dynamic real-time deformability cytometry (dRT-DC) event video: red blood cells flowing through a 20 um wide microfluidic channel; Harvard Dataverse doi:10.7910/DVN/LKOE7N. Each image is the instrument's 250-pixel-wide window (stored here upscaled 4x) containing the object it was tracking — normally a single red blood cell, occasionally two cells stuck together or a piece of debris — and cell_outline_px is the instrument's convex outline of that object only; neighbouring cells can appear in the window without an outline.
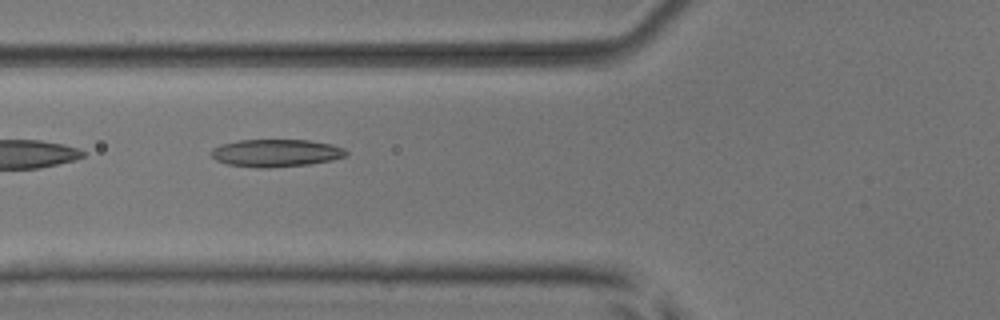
{"species": "common noctule bat (a hibernating species)", "species_latin": "Nyctalus noctula", "temperature_condition": "room temperature", "stored_images_in_passage": 5, "camera_frame_rate_fps": 3000, "um_per_image_px": 0.085, "animal": {"sex": "male", "body_mass_g": 17.9, "forearm_length_mm": 54.2}, "frame": {"image": 1, "passage_image": 2, "time_ms": 1.0, "image_size_px": [1000, 320], "cell_outline_px": [[348, 156], [332, 160], [308, 164], [268, 168], [256, 168], [228, 164], [216, 160], [208, 152], [212, 148], [220, 144], [240, 140], [308, 140], [332, 144], [344, 148], [348, 152]], "centroid_in_image_um": [23.45, 13.0], "position_along_channel_um": 102.3, "area_um2": 21.85}}
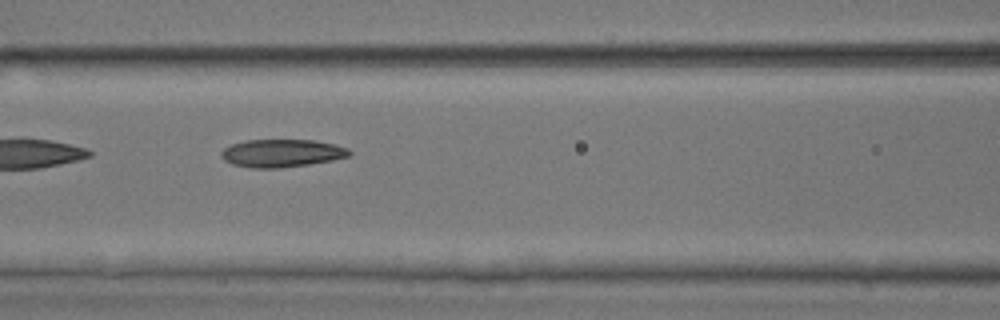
{"frame": {"image": 2, "passage_image": 3, "time_ms": 2.0, "image_size_px": [1000, 320], "cell_outline_px": [[352, 152], [348, 156], [332, 160], [308, 164], [280, 168], [252, 168], [232, 164], [224, 160], [220, 156], [220, 152], [224, 148], [232, 144], [244, 140], [316, 140], [336, 144], [348, 148]], "centroid_in_image_um": [23.94, 13.01], "position_along_channel_um": 142.7, "area_um2": 20.87}}
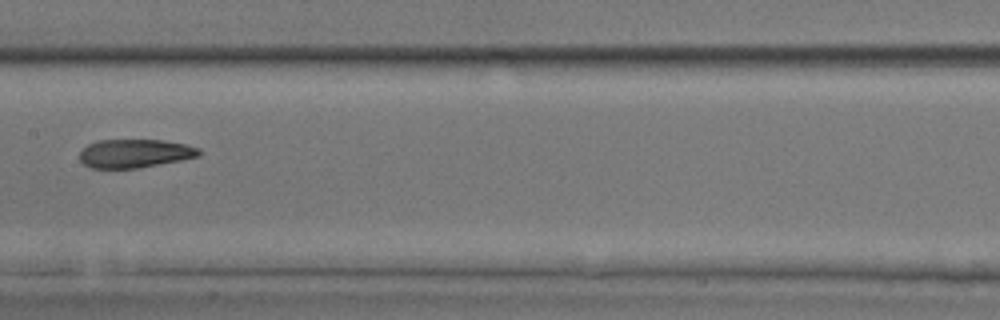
{"frame": {"image": 3, "passage_image": 4, "time_ms": 3.333, "image_size_px": [1000, 320], "cell_outline_px": [[200, 156], [180, 160], [136, 168], [92, 168], [84, 164], [80, 160], [80, 152], [88, 144], [96, 140], [160, 140], [184, 144], [200, 148]], "centroid_in_image_um": [11.44, 13.03], "position_along_channel_um": 196.0, "area_um2": 19.65}}